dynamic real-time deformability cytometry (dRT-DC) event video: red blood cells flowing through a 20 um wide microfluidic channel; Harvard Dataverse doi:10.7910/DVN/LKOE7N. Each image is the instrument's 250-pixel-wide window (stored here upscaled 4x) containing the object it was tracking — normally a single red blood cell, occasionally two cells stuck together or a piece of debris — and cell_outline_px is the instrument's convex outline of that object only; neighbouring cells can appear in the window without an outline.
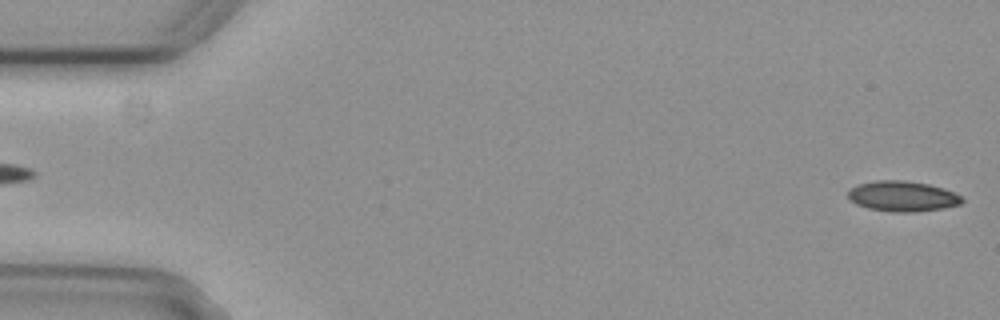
{"species": "common noctule bat (a hibernating species)", "species_latin": "Nyctalus noctula", "temperature_condition": "cold", "stored_images_in_passage": 5, "segment_of_instrument_passage": [2, 2], "camera_frame_rate_fps": 3000, "um_per_image_px": 0.085, "animal": {"sex": "female", "body_mass_g": 29.2, "forearm_length_mm": 56.3}, "frame": {"image": 1, "passage_image": 5, "time_ms": 1.333, "image_size_px": [1000, 320], "cell_outline_px": [[964, 200], [960, 204], [944, 208], [912, 212], [892, 212], [868, 208], [856, 204], [848, 196], [848, 192], [852, 188], [860, 184], [876, 180], [904, 180], [928, 184], [944, 188], [960, 196]], "centroid_in_image_um": [76.72, 16.68], "position_along_channel_um": 8.3, "area_um2": 20.0}}